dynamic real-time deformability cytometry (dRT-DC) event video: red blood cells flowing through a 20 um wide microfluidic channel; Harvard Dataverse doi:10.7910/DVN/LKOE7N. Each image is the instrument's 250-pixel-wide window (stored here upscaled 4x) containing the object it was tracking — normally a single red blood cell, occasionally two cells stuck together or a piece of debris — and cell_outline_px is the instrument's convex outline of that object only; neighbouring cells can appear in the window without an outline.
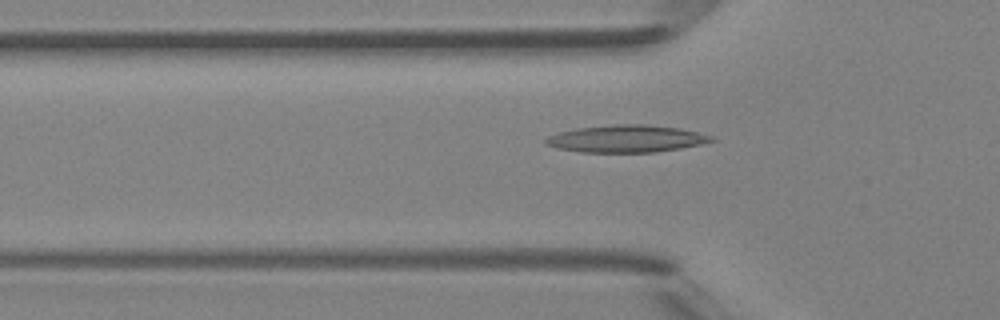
{"species": "Egyptian fruit bat (a non-hibernating species)", "species_latin": "Rousettus aegyptiacus", "temperature_condition": "room temperature", "stored_images_in_passage": 36, "camera_frame_rate_fps": 3000, "um_per_image_px": 0.085, "animal": {"sex": "female"}, "frame": {"image": 1, "passage_image": 10, "time_ms": 3.0, "image_size_px": [1000, 320], "cell_outline_px": [[716, 140], [700, 144], [680, 148], [656, 152], [580, 152], [560, 148], [544, 144], [544, 140], [548, 136], [560, 132], [576, 128], [616, 124], [644, 124], [680, 128], [712, 136]], "centroid_in_image_um": [53.23, 11.79], "position_along_channel_um": 72.6, "area_um2": 26.13}}
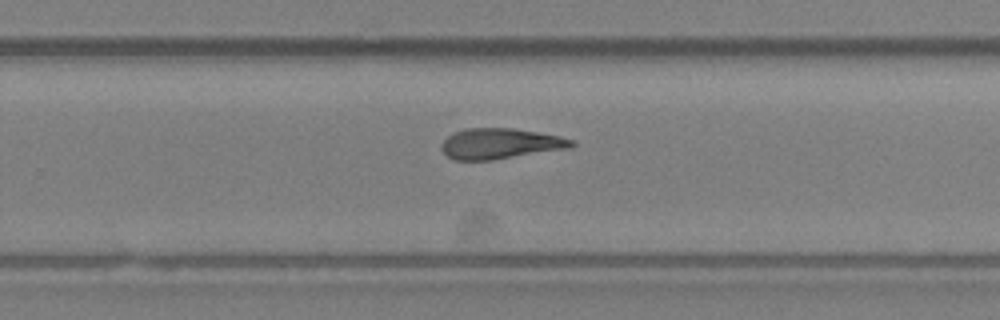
{"frame": {"image": 2, "passage_image": 25, "time_ms": 8.0, "image_size_px": [1000, 320], "cell_outline_px": [[576, 144], [572, 148], [492, 160], [452, 160], [440, 148], [440, 144], [448, 136], [456, 132], [468, 128], [512, 128], [560, 136], [572, 140]], "centroid_in_image_um": [42.53, 12.22], "position_along_channel_um": 287.3, "area_um2": 23.18}}
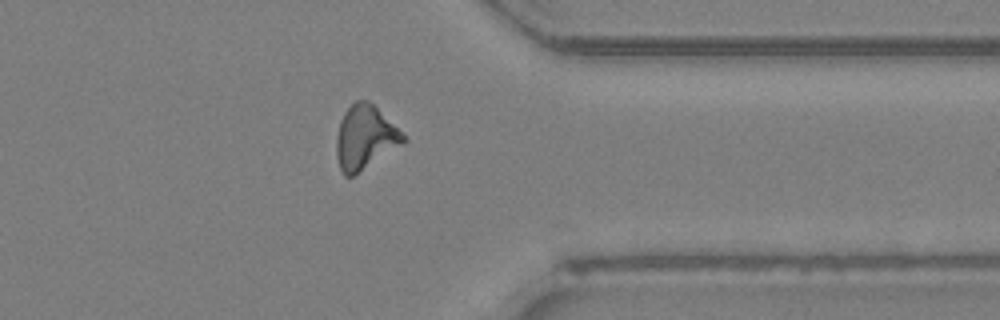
{"frame": {"image": 3, "passage_image": 32, "time_ms": 10.333, "image_size_px": [1000, 320], "cell_outline_px": [[408, 140], [404, 144], [352, 176], [344, 176], [340, 168], [336, 156], [336, 140], [340, 120], [344, 112], [356, 100], [368, 100]], "centroid_in_image_um": [31.0, 11.7], "position_along_channel_um": 380.4, "area_um2": 24.39}, "authors_computed_cell_mechanics": {"area_um2": 23.3512, "velocity_mm_per_s": 4.3035, "shape_relaxation_time_tau1_ms": 9.2632, "shape_relaxation_time_tau2_ms": 3.9861, "deformation_change_tau1": 0.2625, "deformation_change_tau2": 0.1637}}